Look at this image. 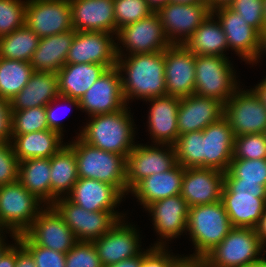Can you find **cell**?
<instances>
[{
    "instance_id": "1",
    "label": "cell",
    "mask_w": 266,
    "mask_h": 267,
    "mask_svg": "<svg viewBox=\"0 0 266 267\" xmlns=\"http://www.w3.org/2000/svg\"><path fill=\"white\" fill-rule=\"evenodd\" d=\"M116 46L117 64L123 96L130 99H149L166 95L164 51L127 55ZM123 53V54H122ZM124 58V59H123ZM123 72L125 75H123Z\"/></svg>"
},
{
    "instance_id": "2",
    "label": "cell",
    "mask_w": 266,
    "mask_h": 267,
    "mask_svg": "<svg viewBox=\"0 0 266 267\" xmlns=\"http://www.w3.org/2000/svg\"><path fill=\"white\" fill-rule=\"evenodd\" d=\"M127 108L125 106L114 113L91 116L78 136L94 147L126 158L135 146L136 129Z\"/></svg>"
},
{
    "instance_id": "3",
    "label": "cell",
    "mask_w": 266,
    "mask_h": 267,
    "mask_svg": "<svg viewBox=\"0 0 266 267\" xmlns=\"http://www.w3.org/2000/svg\"><path fill=\"white\" fill-rule=\"evenodd\" d=\"M76 157L79 178H91L115 186L124 196L126 186V158L84 142L79 136L67 143Z\"/></svg>"
},
{
    "instance_id": "4",
    "label": "cell",
    "mask_w": 266,
    "mask_h": 267,
    "mask_svg": "<svg viewBox=\"0 0 266 267\" xmlns=\"http://www.w3.org/2000/svg\"><path fill=\"white\" fill-rule=\"evenodd\" d=\"M223 202L201 204L189 207L187 230L195 253L191 258H203L217 246L232 229Z\"/></svg>"
},
{
    "instance_id": "5",
    "label": "cell",
    "mask_w": 266,
    "mask_h": 267,
    "mask_svg": "<svg viewBox=\"0 0 266 267\" xmlns=\"http://www.w3.org/2000/svg\"><path fill=\"white\" fill-rule=\"evenodd\" d=\"M42 203L18 180L0 186V231L11 232V237L17 241L18 235L30 227L44 208Z\"/></svg>"
},
{
    "instance_id": "6",
    "label": "cell",
    "mask_w": 266,
    "mask_h": 267,
    "mask_svg": "<svg viewBox=\"0 0 266 267\" xmlns=\"http://www.w3.org/2000/svg\"><path fill=\"white\" fill-rule=\"evenodd\" d=\"M266 253L254 228L233 227L202 259L206 267H245Z\"/></svg>"
},
{
    "instance_id": "7",
    "label": "cell",
    "mask_w": 266,
    "mask_h": 267,
    "mask_svg": "<svg viewBox=\"0 0 266 267\" xmlns=\"http://www.w3.org/2000/svg\"><path fill=\"white\" fill-rule=\"evenodd\" d=\"M233 68L227 57L196 56L194 94L216 99L224 105L240 87Z\"/></svg>"
},
{
    "instance_id": "8",
    "label": "cell",
    "mask_w": 266,
    "mask_h": 267,
    "mask_svg": "<svg viewBox=\"0 0 266 267\" xmlns=\"http://www.w3.org/2000/svg\"><path fill=\"white\" fill-rule=\"evenodd\" d=\"M52 206L63 217L77 241L93 242L108 232L118 218L110 211H87L67 197L58 198Z\"/></svg>"
},
{
    "instance_id": "9",
    "label": "cell",
    "mask_w": 266,
    "mask_h": 267,
    "mask_svg": "<svg viewBox=\"0 0 266 267\" xmlns=\"http://www.w3.org/2000/svg\"><path fill=\"white\" fill-rule=\"evenodd\" d=\"M224 104V117L232 128L233 135L264 133L266 107L251 88L240 90Z\"/></svg>"
},
{
    "instance_id": "10",
    "label": "cell",
    "mask_w": 266,
    "mask_h": 267,
    "mask_svg": "<svg viewBox=\"0 0 266 267\" xmlns=\"http://www.w3.org/2000/svg\"><path fill=\"white\" fill-rule=\"evenodd\" d=\"M175 164L176 156L173 145L136 144L126 157L127 194L144 178L155 173L166 172Z\"/></svg>"
},
{
    "instance_id": "11",
    "label": "cell",
    "mask_w": 266,
    "mask_h": 267,
    "mask_svg": "<svg viewBox=\"0 0 266 267\" xmlns=\"http://www.w3.org/2000/svg\"><path fill=\"white\" fill-rule=\"evenodd\" d=\"M128 55L165 51L171 42L167 38L161 19L157 12L135 23L120 28L115 35Z\"/></svg>"
},
{
    "instance_id": "12",
    "label": "cell",
    "mask_w": 266,
    "mask_h": 267,
    "mask_svg": "<svg viewBox=\"0 0 266 267\" xmlns=\"http://www.w3.org/2000/svg\"><path fill=\"white\" fill-rule=\"evenodd\" d=\"M45 207L23 234L33 244L66 254L78 241L58 211Z\"/></svg>"
},
{
    "instance_id": "13",
    "label": "cell",
    "mask_w": 266,
    "mask_h": 267,
    "mask_svg": "<svg viewBox=\"0 0 266 267\" xmlns=\"http://www.w3.org/2000/svg\"><path fill=\"white\" fill-rule=\"evenodd\" d=\"M25 24L40 38L72 30L70 0H27Z\"/></svg>"
},
{
    "instance_id": "14",
    "label": "cell",
    "mask_w": 266,
    "mask_h": 267,
    "mask_svg": "<svg viewBox=\"0 0 266 267\" xmlns=\"http://www.w3.org/2000/svg\"><path fill=\"white\" fill-rule=\"evenodd\" d=\"M211 12L207 2L193 4L168 2L157 13L171 44H184Z\"/></svg>"
},
{
    "instance_id": "15",
    "label": "cell",
    "mask_w": 266,
    "mask_h": 267,
    "mask_svg": "<svg viewBox=\"0 0 266 267\" xmlns=\"http://www.w3.org/2000/svg\"><path fill=\"white\" fill-rule=\"evenodd\" d=\"M114 36L107 32L76 31L66 57V64L96 63L107 69L116 67L117 53Z\"/></svg>"
},
{
    "instance_id": "16",
    "label": "cell",
    "mask_w": 266,
    "mask_h": 267,
    "mask_svg": "<svg viewBox=\"0 0 266 267\" xmlns=\"http://www.w3.org/2000/svg\"><path fill=\"white\" fill-rule=\"evenodd\" d=\"M212 13L223 28L228 48L234 50L243 61L253 65L260 51L261 34L228 6L216 8Z\"/></svg>"
},
{
    "instance_id": "17",
    "label": "cell",
    "mask_w": 266,
    "mask_h": 267,
    "mask_svg": "<svg viewBox=\"0 0 266 267\" xmlns=\"http://www.w3.org/2000/svg\"><path fill=\"white\" fill-rule=\"evenodd\" d=\"M128 106L123 96L121 76L116 67L107 71L79 100V109L88 116L117 112Z\"/></svg>"
},
{
    "instance_id": "18",
    "label": "cell",
    "mask_w": 266,
    "mask_h": 267,
    "mask_svg": "<svg viewBox=\"0 0 266 267\" xmlns=\"http://www.w3.org/2000/svg\"><path fill=\"white\" fill-rule=\"evenodd\" d=\"M195 59L183 44H172L164 51L166 95L183 98L194 94Z\"/></svg>"
},
{
    "instance_id": "19",
    "label": "cell",
    "mask_w": 266,
    "mask_h": 267,
    "mask_svg": "<svg viewBox=\"0 0 266 267\" xmlns=\"http://www.w3.org/2000/svg\"><path fill=\"white\" fill-rule=\"evenodd\" d=\"M124 219L118 220L108 232L93 241L103 267L135 257L143 251L139 244L142 243L139 242V232Z\"/></svg>"
},
{
    "instance_id": "20",
    "label": "cell",
    "mask_w": 266,
    "mask_h": 267,
    "mask_svg": "<svg viewBox=\"0 0 266 267\" xmlns=\"http://www.w3.org/2000/svg\"><path fill=\"white\" fill-rule=\"evenodd\" d=\"M145 210L151 213L153 227L160 235V241L154 243V246H167L166 241L187 233L189 206L180 194L157 200L149 204Z\"/></svg>"
},
{
    "instance_id": "21",
    "label": "cell",
    "mask_w": 266,
    "mask_h": 267,
    "mask_svg": "<svg viewBox=\"0 0 266 267\" xmlns=\"http://www.w3.org/2000/svg\"><path fill=\"white\" fill-rule=\"evenodd\" d=\"M224 172L212 168H184L180 195L189 207L219 202Z\"/></svg>"
},
{
    "instance_id": "22",
    "label": "cell",
    "mask_w": 266,
    "mask_h": 267,
    "mask_svg": "<svg viewBox=\"0 0 266 267\" xmlns=\"http://www.w3.org/2000/svg\"><path fill=\"white\" fill-rule=\"evenodd\" d=\"M66 197L87 211H110L119 220L125 217L116 210L125 196L115 186L105 182L79 178Z\"/></svg>"
},
{
    "instance_id": "23",
    "label": "cell",
    "mask_w": 266,
    "mask_h": 267,
    "mask_svg": "<svg viewBox=\"0 0 266 267\" xmlns=\"http://www.w3.org/2000/svg\"><path fill=\"white\" fill-rule=\"evenodd\" d=\"M234 135L223 116L202 131V168L226 172L233 159Z\"/></svg>"
},
{
    "instance_id": "24",
    "label": "cell",
    "mask_w": 266,
    "mask_h": 267,
    "mask_svg": "<svg viewBox=\"0 0 266 267\" xmlns=\"http://www.w3.org/2000/svg\"><path fill=\"white\" fill-rule=\"evenodd\" d=\"M107 71L102 64H65L58 72L59 100L79 108V100Z\"/></svg>"
},
{
    "instance_id": "25",
    "label": "cell",
    "mask_w": 266,
    "mask_h": 267,
    "mask_svg": "<svg viewBox=\"0 0 266 267\" xmlns=\"http://www.w3.org/2000/svg\"><path fill=\"white\" fill-rule=\"evenodd\" d=\"M224 115V105L213 98L196 94L180 98L177 126L178 137L187 132L203 131Z\"/></svg>"
},
{
    "instance_id": "26",
    "label": "cell",
    "mask_w": 266,
    "mask_h": 267,
    "mask_svg": "<svg viewBox=\"0 0 266 267\" xmlns=\"http://www.w3.org/2000/svg\"><path fill=\"white\" fill-rule=\"evenodd\" d=\"M75 31L116 34L113 0H70Z\"/></svg>"
},
{
    "instance_id": "27",
    "label": "cell",
    "mask_w": 266,
    "mask_h": 267,
    "mask_svg": "<svg viewBox=\"0 0 266 267\" xmlns=\"http://www.w3.org/2000/svg\"><path fill=\"white\" fill-rule=\"evenodd\" d=\"M151 103L149 134L155 144L174 145L178 138L177 116L180 98L170 95L146 99Z\"/></svg>"
},
{
    "instance_id": "28",
    "label": "cell",
    "mask_w": 266,
    "mask_h": 267,
    "mask_svg": "<svg viewBox=\"0 0 266 267\" xmlns=\"http://www.w3.org/2000/svg\"><path fill=\"white\" fill-rule=\"evenodd\" d=\"M184 168L176 163L170 170L141 180L130 192L146 208L149 204L180 194Z\"/></svg>"
},
{
    "instance_id": "29",
    "label": "cell",
    "mask_w": 266,
    "mask_h": 267,
    "mask_svg": "<svg viewBox=\"0 0 266 267\" xmlns=\"http://www.w3.org/2000/svg\"><path fill=\"white\" fill-rule=\"evenodd\" d=\"M59 96L56 72L34 71L27 85L10 101L12 111L48 105Z\"/></svg>"
},
{
    "instance_id": "30",
    "label": "cell",
    "mask_w": 266,
    "mask_h": 267,
    "mask_svg": "<svg viewBox=\"0 0 266 267\" xmlns=\"http://www.w3.org/2000/svg\"><path fill=\"white\" fill-rule=\"evenodd\" d=\"M75 30L40 38L30 65L34 71L58 72L65 64L68 51L74 39Z\"/></svg>"
},
{
    "instance_id": "31",
    "label": "cell",
    "mask_w": 266,
    "mask_h": 267,
    "mask_svg": "<svg viewBox=\"0 0 266 267\" xmlns=\"http://www.w3.org/2000/svg\"><path fill=\"white\" fill-rule=\"evenodd\" d=\"M232 227L255 228L266 208V194L222 193Z\"/></svg>"
},
{
    "instance_id": "32",
    "label": "cell",
    "mask_w": 266,
    "mask_h": 267,
    "mask_svg": "<svg viewBox=\"0 0 266 267\" xmlns=\"http://www.w3.org/2000/svg\"><path fill=\"white\" fill-rule=\"evenodd\" d=\"M62 136L51 129L41 130L16 135L12 146L19 162L30 158H50L66 144H63Z\"/></svg>"
},
{
    "instance_id": "33",
    "label": "cell",
    "mask_w": 266,
    "mask_h": 267,
    "mask_svg": "<svg viewBox=\"0 0 266 267\" xmlns=\"http://www.w3.org/2000/svg\"><path fill=\"white\" fill-rule=\"evenodd\" d=\"M215 19V20H214ZM211 12L204 22L183 44L195 56L227 57L224 51L229 50L226 35L219 20Z\"/></svg>"
},
{
    "instance_id": "34",
    "label": "cell",
    "mask_w": 266,
    "mask_h": 267,
    "mask_svg": "<svg viewBox=\"0 0 266 267\" xmlns=\"http://www.w3.org/2000/svg\"><path fill=\"white\" fill-rule=\"evenodd\" d=\"M51 205L61 197H66L79 179L74 150L65 144L50 157ZM65 195V196H64Z\"/></svg>"
},
{
    "instance_id": "35",
    "label": "cell",
    "mask_w": 266,
    "mask_h": 267,
    "mask_svg": "<svg viewBox=\"0 0 266 267\" xmlns=\"http://www.w3.org/2000/svg\"><path fill=\"white\" fill-rule=\"evenodd\" d=\"M50 158H30L19 162L18 181L44 205H51Z\"/></svg>"
},
{
    "instance_id": "36",
    "label": "cell",
    "mask_w": 266,
    "mask_h": 267,
    "mask_svg": "<svg viewBox=\"0 0 266 267\" xmlns=\"http://www.w3.org/2000/svg\"><path fill=\"white\" fill-rule=\"evenodd\" d=\"M40 37L26 24L0 38V57L30 62Z\"/></svg>"
},
{
    "instance_id": "37",
    "label": "cell",
    "mask_w": 266,
    "mask_h": 267,
    "mask_svg": "<svg viewBox=\"0 0 266 267\" xmlns=\"http://www.w3.org/2000/svg\"><path fill=\"white\" fill-rule=\"evenodd\" d=\"M33 72L30 62L0 57V97L11 101L27 85Z\"/></svg>"
},
{
    "instance_id": "38",
    "label": "cell",
    "mask_w": 266,
    "mask_h": 267,
    "mask_svg": "<svg viewBox=\"0 0 266 267\" xmlns=\"http://www.w3.org/2000/svg\"><path fill=\"white\" fill-rule=\"evenodd\" d=\"M173 146L176 163L183 168H202V131L180 135Z\"/></svg>"
},
{
    "instance_id": "39",
    "label": "cell",
    "mask_w": 266,
    "mask_h": 267,
    "mask_svg": "<svg viewBox=\"0 0 266 267\" xmlns=\"http://www.w3.org/2000/svg\"><path fill=\"white\" fill-rule=\"evenodd\" d=\"M224 180H242L266 186V159H232Z\"/></svg>"
},
{
    "instance_id": "40",
    "label": "cell",
    "mask_w": 266,
    "mask_h": 267,
    "mask_svg": "<svg viewBox=\"0 0 266 267\" xmlns=\"http://www.w3.org/2000/svg\"><path fill=\"white\" fill-rule=\"evenodd\" d=\"M49 130L46 106L12 111V139L16 135Z\"/></svg>"
},
{
    "instance_id": "41",
    "label": "cell",
    "mask_w": 266,
    "mask_h": 267,
    "mask_svg": "<svg viewBox=\"0 0 266 267\" xmlns=\"http://www.w3.org/2000/svg\"><path fill=\"white\" fill-rule=\"evenodd\" d=\"M114 18L117 31L129 24L148 17L154 11L146 0H113Z\"/></svg>"
},
{
    "instance_id": "42",
    "label": "cell",
    "mask_w": 266,
    "mask_h": 267,
    "mask_svg": "<svg viewBox=\"0 0 266 267\" xmlns=\"http://www.w3.org/2000/svg\"><path fill=\"white\" fill-rule=\"evenodd\" d=\"M26 1L0 0V38L25 25Z\"/></svg>"
},
{
    "instance_id": "43",
    "label": "cell",
    "mask_w": 266,
    "mask_h": 267,
    "mask_svg": "<svg viewBox=\"0 0 266 267\" xmlns=\"http://www.w3.org/2000/svg\"><path fill=\"white\" fill-rule=\"evenodd\" d=\"M233 159H266V138L263 133L234 137Z\"/></svg>"
},
{
    "instance_id": "44",
    "label": "cell",
    "mask_w": 266,
    "mask_h": 267,
    "mask_svg": "<svg viewBox=\"0 0 266 267\" xmlns=\"http://www.w3.org/2000/svg\"><path fill=\"white\" fill-rule=\"evenodd\" d=\"M65 267H103L93 242L78 241L65 257Z\"/></svg>"
},
{
    "instance_id": "45",
    "label": "cell",
    "mask_w": 266,
    "mask_h": 267,
    "mask_svg": "<svg viewBox=\"0 0 266 267\" xmlns=\"http://www.w3.org/2000/svg\"><path fill=\"white\" fill-rule=\"evenodd\" d=\"M17 240L31 253L37 267H65V253L33 244L24 234Z\"/></svg>"
},
{
    "instance_id": "46",
    "label": "cell",
    "mask_w": 266,
    "mask_h": 267,
    "mask_svg": "<svg viewBox=\"0 0 266 267\" xmlns=\"http://www.w3.org/2000/svg\"><path fill=\"white\" fill-rule=\"evenodd\" d=\"M228 7L240 14L247 24L260 34L265 28L263 18V0H234Z\"/></svg>"
},
{
    "instance_id": "47",
    "label": "cell",
    "mask_w": 266,
    "mask_h": 267,
    "mask_svg": "<svg viewBox=\"0 0 266 267\" xmlns=\"http://www.w3.org/2000/svg\"><path fill=\"white\" fill-rule=\"evenodd\" d=\"M19 160L17 159L12 142L0 141V186L18 180Z\"/></svg>"
},
{
    "instance_id": "48",
    "label": "cell",
    "mask_w": 266,
    "mask_h": 267,
    "mask_svg": "<svg viewBox=\"0 0 266 267\" xmlns=\"http://www.w3.org/2000/svg\"><path fill=\"white\" fill-rule=\"evenodd\" d=\"M166 246H152L146 251H142L141 267H173L181 258L171 255Z\"/></svg>"
},
{
    "instance_id": "49",
    "label": "cell",
    "mask_w": 266,
    "mask_h": 267,
    "mask_svg": "<svg viewBox=\"0 0 266 267\" xmlns=\"http://www.w3.org/2000/svg\"><path fill=\"white\" fill-rule=\"evenodd\" d=\"M222 193L266 194V186L242 180H224Z\"/></svg>"
},
{
    "instance_id": "50",
    "label": "cell",
    "mask_w": 266,
    "mask_h": 267,
    "mask_svg": "<svg viewBox=\"0 0 266 267\" xmlns=\"http://www.w3.org/2000/svg\"><path fill=\"white\" fill-rule=\"evenodd\" d=\"M0 141L12 142L11 104L2 97H0Z\"/></svg>"
},
{
    "instance_id": "51",
    "label": "cell",
    "mask_w": 266,
    "mask_h": 267,
    "mask_svg": "<svg viewBox=\"0 0 266 267\" xmlns=\"http://www.w3.org/2000/svg\"><path fill=\"white\" fill-rule=\"evenodd\" d=\"M15 267H37L31 253L17 240Z\"/></svg>"
},
{
    "instance_id": "52",
    "label": "cell",
    "mask_w": 266,
    "mask_h": 267,
    "mask_svg": "<svg viewBox=\"0 0 266 267\" xmlns=\"http://www.w3.org/2000/svg\"><path fill=\"white\" fill-rule=\"evenodd\" d=\"M59 100V96L53 99L48 105H46V115L49 129L59 132L61 135H64L63 124L60 122V117L57 115L53 104Z\"/></svg>"
},
{
    "instance_id": "53",
    "label": "cell",
    "mask_w": 266,
    "mask_h": 267,
    "mask_svg": "<svg viewBox=\"0 0 266 267\" xmlns=\"http://www.w3.org/2000/svg\"><path fill=\"white\" fill-rule=\"evenodd\" d=\"M16 265V241L0 258V267H15Z\"/></svg>"
},
{
    "instance_id": "54",
    "label": "cell",
    "mask_w": 266,
    "mask_h": 267,
    "mask_svg": "<svg viewBox=\"0 0 266 267\" xmlns=\"http://www.w3.org/2000/svg\"><path fill=\"white\" fill-rule=\"evenodd\" d=\"M173 267H206V265L204 260L201 258L181 256V258L174 264Z\"/></svg>"
},
{
    "instance_id": "55",
    "label": "cell",
    "mask_w": 266,
    "mask_h": 267,
    "mask_svg": "<svg viewBox=\"0 0 266 267\" xmlns=\"http://www.w3.org/2000/svg\"><path fill=\"white\" fill-rule=\"evenodd\" d=\"M263 247H266V208L258 224L254 228Z\"/></svg>"
},
{
    "instance_id": "56",
    "label": "cell",
    "mask_w": 266,
    "mask_h": 267,
    "mask_svg": "<svg viewBox=\"0 0 266 267\" xmlns=\"http://www.w3.org/2000/svg\"><path fill=\"white\" fill-rule=\"evenodd\" d=\"M142 264V252L132 258L122 260L118 263L111 264L105 267H141Z\"/></svg>"
},
{
    "instance_id": "57",
    "label": "cell",
    "mask_w": 266,
    "mask_h": 267,
    "mask_svg": "<svg viewBox=\"0 0 266 267\" xmlns=\"http://www.w3.org/2000/svg\"><path fill=\"white\" fill-rule=\"evenodd\" d=\"M266 107V78L252 88Z\"/></svg>"
},
{
    "instance_id": "58",
    "label": "cell",
    "mask_w": 266,
    "mask_h": 267,
    "mask_svg": "<svg viewBox=\"0 0 266 267\" xmlns=\"http://www.w3.org/2000/svg\"><path fill=\"white\" fill-rule=\"evenodd\" d=\"M234 0H206L208 7L211 11L216 8L226 7L230 5Z\"/></svg>"
},
{
    "instance_id": "59",
    "label": "cell",
    "mask_w": 266,
    "mask_h": 267,
    "mask_svg": "<svg viewBox=\"0 0 266 267\" xmlns=\"http://www.w3.org/2000/svg\"><path fill=\"white\" fill-rule=\"evenodd\" d=\"M150 6V8L154 12H158L163 6H165L169 0H146Z\"/></svg>"
},
{
    "instance_id": "60",
    "label": "cell",
    "mask_w": 266,
    "mask_h": 267,
    "mask_svg": "<svg viewBox=\"0 0 266 267\" xmlns=\"http://www.w3.org/2000/svg\"><path fill=\"white\" fill-rule=\"evenodd\" d=\"M262 53H266V27L263 29L262 33H261V37H260V51L258 54V58L255 61L256 64L258 62V59L260 60V57Z\"/></svg>"
},
{
    "instance_id": "61",
    "label": "cell",
    "mask_w": 266,
    "mask_h": 267,
    "mask_svg": "<svg viewBox=\"0 0 266 267\" xmlns=\"http://www.w3.org/2000/svg\"><path fill=\"white\" fill-rule=\"evenodd\" d=\"M1 233L3 232L0 231V258L13 245V244L8 245L6 242H4L5 238H3L4 236L3 234L1 235Z\"/></svg>"
},
{
    "instance_id": "62",
    "label": "cell",
    "mask_w": 266,
    "mask_h": 267,
    "mask_svg": "<svg viewBox=\"0 0 266 267\" xmlns=\"http://www.w3.org/2000/svg\"><path fill=\"white\" fill-rule=\"evenodd\" d=\"M263 255H265V253L262 254V257L259 260L253 262L250 266L245 267H266V259Z\"/></svg>"
},
{
    "instance_id": "63",
    "label": "cell",
    "mask_w": 266,
    "mask_h": 267,
    "mask_svg": "<svg viewBox=\"0 0 266 267\" xmlns=\"http://www.w3.org/2000/svg\"><path fill=\"white\" fill-rule=\"evenodd\" d=\"M171 3L176 4H193V3H200L206 2V0H169Z\"/></svg>"
},
{
    "instance_id": "64",
    "label": "cell",
    "mask_w": 266,
    "mask_h": 267,
    "mask_svg": "<svg viewBox=\"0 0 266 267\" xmlns=\"http://www.w3.org/2000/svg\"><path fill=\"white\" fill-rule=\"evenodd\" d=\"M263 18H264V24L266 27V0H263Z\"/></svg>"
}]
</instances>
